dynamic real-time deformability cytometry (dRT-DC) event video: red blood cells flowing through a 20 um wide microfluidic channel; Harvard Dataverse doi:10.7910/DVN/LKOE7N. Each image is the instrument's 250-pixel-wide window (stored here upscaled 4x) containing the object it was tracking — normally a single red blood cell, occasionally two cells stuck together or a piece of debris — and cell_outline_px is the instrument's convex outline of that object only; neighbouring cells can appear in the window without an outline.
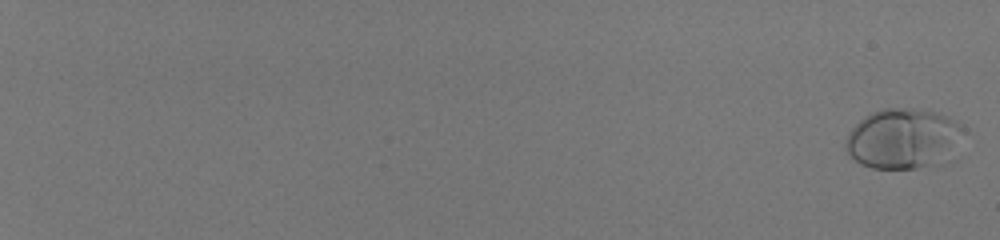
{"species": "human", "species_latin": "Homo sapiens", "temperature_condition": "room temperature", "stored_images_in_passage": 58, "camera_frame_rate_fps": 3000, "um_per_image_px": 0.085, "donor": {"sex": "male"}, "frame": {"image": 1, "passage_image": 1, "time_ms": 0.0, "image_size_px": [1000, 240], "cell_outline_px": [[964, 128], [932, 164], [916, 168], [872, 168], [860, 164], [844, 148], [844, 140], [848, 132], [864, 116], [872, 112], [884, 108], [912, 108], [936, 112], [948, 116], [956, 120]], "centroid_in_image_um": [76.58, 11.72], "position_along_channel_um": 8.4, "area_um2": 39.59}}
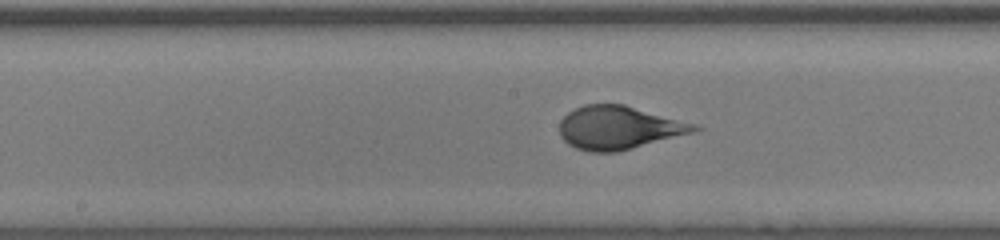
{"frame": {"image": 2, "passage_image": 37, "time_ms": 12.0, "image_size_px": [1000, 240], "cell_outline_px": [[704, 128], [692, 132], [616, 152], [588, 152], [576, 148], [568, 144], [560, 136], [560, 120], [568, 112], [584, 104], [624, 104], [696, 124]], "centroid_in_image_um": [52.56, 10.84], "position_along_channel_um": 195.6, "area_um2": 33.7}}
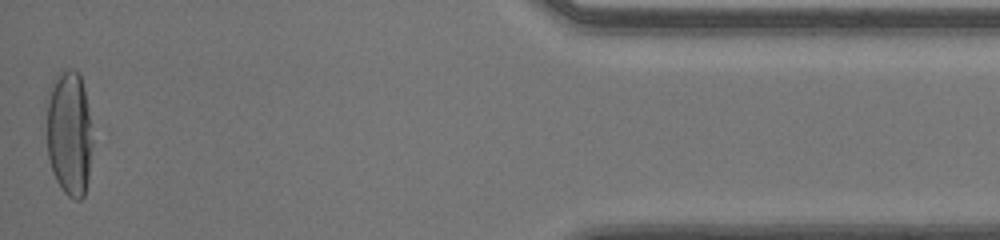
{"frame": {"image": 3, "passage_image": 58, "time_ms": 19.0, "image_size_px": [1000, 240], "cell_outline_px": [[92, 144], [88, 180], [84, 196], [80, 200], [76, 200], [68, 196], [64, 192], [56, 180], [52, 172], [48, 156], [48, 100], [52, 80], [60, 72], [68, 68], [72, 68], [80, 72], [84, 88], [92, 124]], "centroid_in_image_um": [5.92, 11.32], "position_along_channel_um": 429.3, "area_um2": 33.76}, "authors_computed_cell_mechanics": {"area_um2": 35.3736, "velocity_mm_per_s": 4.0536, "shape_relaxation_time_tau1_ms": 6.0618, "shape_relaxation_time_tau2_ms": null, "deformation_change_tau1": 0.2682, "deformation_change_tau2": null}}